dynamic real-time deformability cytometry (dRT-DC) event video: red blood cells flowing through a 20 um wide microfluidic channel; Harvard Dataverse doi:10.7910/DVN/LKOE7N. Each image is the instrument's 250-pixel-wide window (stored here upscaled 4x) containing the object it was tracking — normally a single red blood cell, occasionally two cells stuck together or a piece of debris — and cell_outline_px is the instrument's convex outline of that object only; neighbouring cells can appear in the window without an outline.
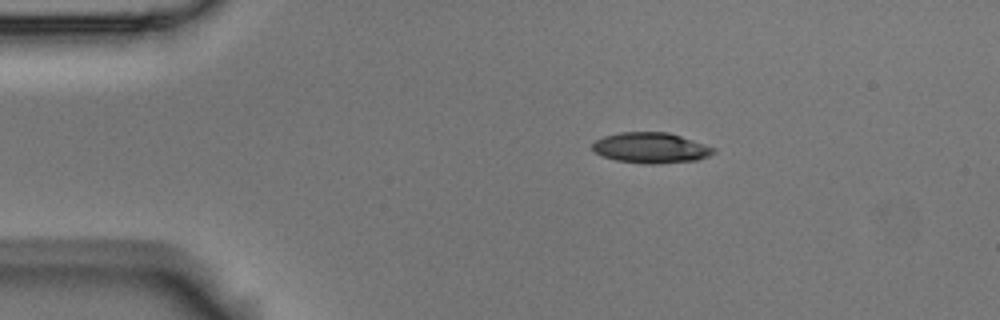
{"species": "Egyptian fruit bat (a non-hibernating species)", "species_latin": "Rousettus aegyptiacus", "temperature_condition": "room temperature", "stored_images_in_passage": 4, "camera_frame_rate_fps": 3000, "um_per_image_px": 0.085, "animal": {"sex": "male"}, "frame": {"image": 1, "passage_image": 1, "time_ms": 0.0, "image_size_px": [1000, 320], "cell_outline_px": [[716, 152], [708, 156], [696, 160], [660, 164], [644, 164], [616, 160], [604, 156], [596, 152], [592, 148], [592, 144], [596, 140], [604, 136], [620, 132], [668, 132], [716, 148]], "centroid_in_image_um": [55.33, 12.57], "position_along_channel_um": 29.7, "area_um2": 21.5}}
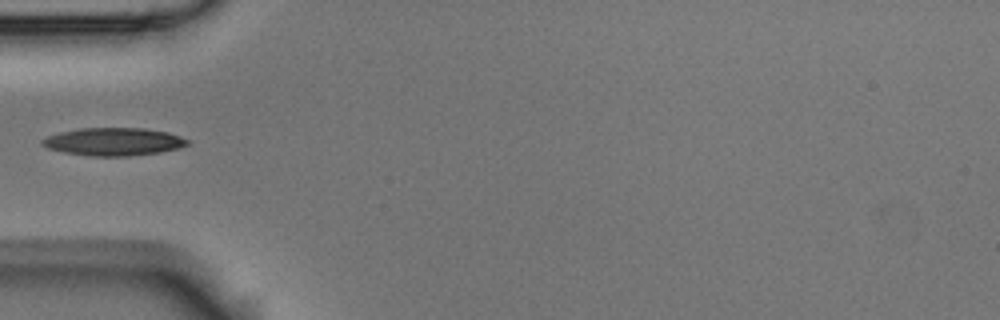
{"frame": {"image": 2, "passage_image": 3, "time_ms": 0.667, "image_size_px": [1000, 320], "cell_outline_px": [[188, 144], [180, 148], [160, 152], [128, 156], [88, 156], [64, 152], [48, 148], [40, 144], [40, 140], [48, 136], [60, 132], [80, 128], [144, 128], [168, 132], [180, 136], [188, 140]], "centroid_in_image_um": [9.64, 12.04], "position_along_channel_um": 75.4, "area_um2": 23.58}}
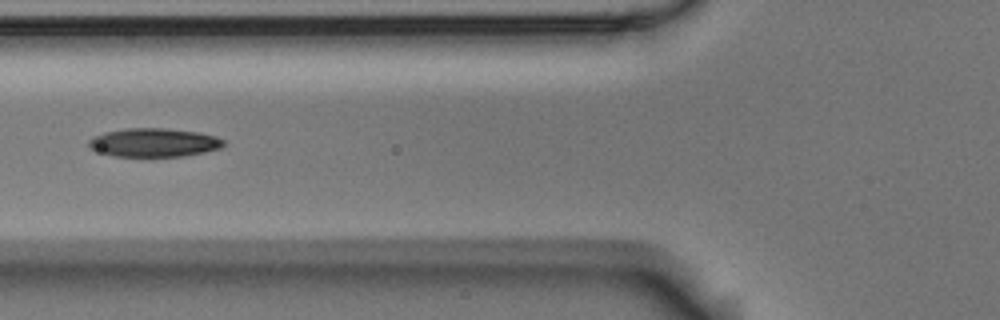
{"frame": {"image": 3, "passage_image": 4, "time_ms": 1.0, "image_size_px": [1000, 320], "cell_outline_px": [[228, 144], [220, 148], [204, 152], [184, 156], [112, 156], [96, 152], [88, 148], [88, 140], [92, 136], [104, 132], [124, 128], [164, 128], [200, 132], [216, 136], [224, 140]], "centroid_in_image_um": [13.05, 12.11], "position_along_channel_um": 112.7, "area_um2": 22.89}}